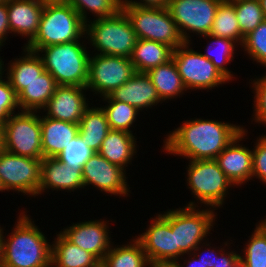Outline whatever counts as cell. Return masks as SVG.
Returning a JSON list of instances; mask_svg holds the SVG:
<instances>
[{"instance_id":"6da1fadb","label":"cell","mask_w":266,"mask_h":267,"mask_svg":"<svg viewBox=\"0 0 266 267\" xmlns=\"http://www.w3.org/2000/svg\"><path fill=\"white\" fill-rule=\"evenodd\" d=\"M243 131L233 124L213 120L186 121L164 141L166 153L190 160L215 159Z\"/></svg>"},{"instance_id":"7a4b0ae2","label":"cell","mask_w":266,"mask_h":267,"mask_svg":"<svg viewBox=\"0 0 266 267\" xmlns=\"http://www.w3.org/2000/svg\"><path fill=\"white\" fill-rule=\"evenodd\" d=\"M29 218L20 214L8 240L3 237L0 267H52L51 244Z\"/></svg>"},{"instance_id":"3957f363","label":"cell","mask_w":266,"mask_h":267,"mask_svg":"<svg viewBox=\"0 0 266 267\" xmlns=\"http://www.w3.org/2000/svg\"><path fill=\"white\" fill-rule=\"evenodd\" d=\"M85 32L86 23L69 3L45 4L37 34L24 47L37 52L46 46L79 41Z\"/></svg>"},{"instance_id":"277c9868","label":"cell","mask_w":266,"mask_h":267,"mask_svg":"<svg viewBox=\"0 0 266 267\" xmlns=\"http://www.w3.org/2000/svg\"><path fill=\"white\" fill-rule=\"evenodd\" d=\"M80 41L40 48L44 68L57 85L85 87L88 79L89 54Z\"/></svg>"},{"instance_id":"5b68a950","label":"cell","mask_w":266,"mask_h":267,"mask_svg":"<svg viewBox=\"0 0 266 267\" xmlns=\"http://www.w3.org/2000/svg\"><path fill=\"white\" fill-rule=\"evenodd\" d=\"M87 22L86 38L90 37L91 45L100 51L99 54L131 57L137 36L123 9L115 15Z\"/></svg>"},{"instance_id":"8992f818","label":"cell","mask_w":266,"mask_h":267,"mask_svg":"<svg viewBox=\"0 0 266 267\" xmlns=\"http://www.w3.org/2000/svg\"><path fill=\"white\" fill-rule=\"evenodd\" d=\"M184 207L161 214L170 223L171 228L175 229V261H179L178 258L185 253L195 255V251L201 250L199 244L210 233L215 221L211 208L197 210L194 202Z\"/></svg>"},{"instance_id":"52a82bcc","label":"cell","mask_w":266,"mask_h":267,"mask_svg":"<svg viewBox=\"0 0 266 267\" xmlns=\"http://www.w3.org/2000/svg\"><path fill=\"white\" fill-rule=\"evenodd\" d=\"M122 9L130 19L137 39L160 42L173 50L185 43L166 6L122 4Z\"/></svg>"},{"instance_id":"ba28073f","label":"cell","mask_w":266,"mask_h":267,"mask_svg":"<svg viewBox=\"0 0 266 267\" xmlns=\"http://www.w3.org/2000/svg\"><path fill=\"white\" fill-rule=\"evenodd\" d=\"M38 111L11 115L2 126L3 149L23 157L42 159L40 116Z\"/></svg>"},{"instance_id":"9c48e42d","label":"cell","mask_w":266,"mask_h":267,"mask_svg":"<svg viewBox=\"0 0 266 267\" xmlns=\"http://www.w3.org/2000/svg\"><path fill=\"white\" fill-rule=\"evenodd\" d=\"M187 185L200 203L214 208L222 206L228 188L234 185L215 159L189 160Z\"/></svg>"},{"instance_id":"30bf717a","label":"cell","mask_w":266,"mask_h":267,"mask_svg":"<svg viewBox=\"0 0 266 267\" xmlns=\"http://www.w3.org/2000/svg\"><path fill=\"white\" fill-rule=\"evenodd\" d=\"M190 44V42H185L182 46L174 49L172 54V59L186 89H211L229 82L211 60L202 53L190 49Z\"/></svg>"},{"instance_id":"8fae6325","label":"cell","mask_w":266,"mask_h":267,"mask_svg":"<svg viewBox=\"0 0 266 267\" xmlns=\"http://www.w3.org/2000/svg\"><path fill=\"white\" fill-rule=\"evenodd\" d=\"M136 73L130 58L97 54L89 57L85 87L105 97Z\"/></svg>"},{"instance_id":"7c38bea8","label":"cell","mask_w":266,"mask_h":267,"mask_svg":"<svg viewBox=\"0 0 266 267\" xmlns=\"http://www.w3.org/2000/svg\"><path fill=\"white\" fill-rule=\"evenodd\" d=\"M42 159L0 152V183L3 190H15L24 195L36 196L41 180Z\"/></svg>"},{"instance_id":"4fadbf2b","label":"cell","mask_w":266,"mask_h":267,"mask_svg":"<svg viewBox=\"0 0 266 267\" xmlns=\"http://www.w3.org/2000/svg\"><path fill=\"white\" fill-rule=\"evenodd\" d=\"M222 0H169L167 8L185 42L187 31L201 36L209 34Z\"/></svg>"},{"instance_id":"5bb4252c","label":"cell","mask_w":266,"mask_h":267,"mask_svg":"<svg viewBox=\"0 0 266 267\" xmlns=\"http://www.w3.org/2000/svg\"><path fill=\"white\" fill-rule=\"evenodd\" d=\"M125 170L110 163L98 152H93L82 166L84 187L89 184L105 193L126 196L130 192L126 182Z\"/></svg>"},{"instance_id":"9a60e30c","label":"cell","mask_w":266,"mask_h":267,"mask_svg":"<svg viewBox=\"0 0 266 267\" xmlns=\"http://www.w3.org/2000/svg\"><path fill=\"white\" fill-rule=\"evenodd\" d=\"M83 90V91H82ZM86 87L58 85L54 94L43 110L46 117L79 124L85 109L88 107L84 95Z\"/></svg>"},{"instance_id":"2e32d148","label":"cell","mask_w":266,"mask_h":267,"mask_svg":"<svg viewBox=\"0 0 266 267\" xmlns=\"http://www.w3.org/2000/svg\"><path fill=\"white\" fill-rule=\"evenodd\" d=\"M152 219L146 232L136 238L148 261H175V229L161 214Z\"/></svg>"},{"instance_id":"e0dca14e","label":"cell","mask_w":266,"mask_h":267,"mask_svg":"<svg viewBox=\"0 0 266 267\" xmlns=\"http://www.w3.org/2000/svg\"><path fill=\"white\" fill-rule=\"evenodd\" d=\"M106 224L99 220L73 223L61 233L74 245L90 252L101 262L112 247Z\"/></svg>"},{"instance_id":"ac0fdd59","label":"cell","mask_w":266,"mask_h":267,"mask_svg":"<svg viewBox=\"0 0 266 267\" xmlns=\"http://www.w3.org/2000/svg\"><path fill=\"white\" fill-rule=\"evenodd\" d=\"M236 136L233 141L215 158L220 169L235 185H242L252 179V151L240 144L247 131Z\"/></svg>"},{"instance_id":"d6986e66","label":"cell","mask_w":266,"mask_h":267,"mask_svg":"<svg viewBox=\"0 0 266 267\" xmlns=\"http://www.w3.org/2000/svg\"><path fill=\"white\" fill-rule=\"evenodd\" d=\"M52 188L69 190L84 188L82 167H72L62 163L57 157L42 158L41 180L38 195Z\"/></svg>"},{"instance_id":"ffe728a7","label":"cell","mask_w":266,"mask_h":267,"mask_svg":"<svg viewBox=\"0 0 266 267\" xmlns=\"http://www.w3.org/2000/svg\"><path fill=\"white\" fill-rule=\"evenodd\" d=\"M108 96L112 100L128 103L138 111L151 108L162 101L146 72H136L134 76Z\"/></svg>"},{"instance_id":"44dd1931","label":"cell","mask_w":266,"mask_h":267,"mask_svg":"<svg viewBox=\"0 0 266 267\" xmlns=\"http://www.w3.org/2000/svg\"><path fill=\"white\" fill-rule=\"evenodd\" d=\"M44 4L39 0H9L7 15L10 33L28 37L30 43L37 34Z\"/></svg>"},{"instance_id":"7402d4cb","label":"cell","mask_w":266,"mask_h":267,"mask_svg":"<svg viewBox=\"0 0 266 267\" xmlns=\"http://www.w3.org/2000/svg\"><path fill=\"white\" fill-rule=\"evenodd\" d=\"M43 158L57 157L64 145L79 136V124L40 116Z\"/></svg>"},{"instance_id":"603a6c76","label":"cell","mask_w":266,"mask_h":267,"mask_svg":"<svg viewBox=\"0 0 266 267\" xmlns=\"http://www.w3.org/2000/svg\"><path fill=\"white\" fill-rule=\"evenodd\" d=\"M54 242L51 245V266L100 267L101 262L93 254L74 245L61 232Z\"/></svg>"},{"instance_id":"cb8c5ba5","label":"cell","mask_w":266,"mask_h":267,"mask_svg":"<svg viewBox=\"0 0 266 267\" xmlns=\"http://www.w3.org/2000/svg\"><path fill=\"white\" fill-rule=\"evenodd\" d=\"M133 133L110 130L103 140L98 153L110 163L125 169L136 153V139Z\"/></svg>"},{"instance_id":"d4e9b609","label":"cell","mask_w":266,"mask_h":267,"mask_svg":"<svg viewBox=\"0 0 266 267\" xmlns=\"http://www.w3.org/2000/svg\"><path fill=\"white\" fill-rule=\"evenodd\" d=\"M25 52L24 57L15 59L7 68V77L18 95L27 84L38 78L44 71V64L37 52L23 49ZM27 52V53H26Z\"/></svg>"},{"instance_id":"484cf974","label":"cell","mask_w":266,"mask_h":267,"mask_svg":"<svg viewBox=\"0 0 266 267\" xmlns=\"http://www.w3.org/2000/svg\"><path fill=\"white\" fill-rule=\"evenodd\" d=\"M57 86L54 77L45 70L17 95L19 108L22 111H40L39 109L46 106Z\"/></svg>"},{"instance_id":"4316f807","label":"cell","mask_w":266,"mask_h":267,"mask_svg":"<svg viewBox=\"0 0 266 267\" xmlns=\"http://www.w3.org/2000/svg\"><path fill=\"white\" fill-rule=\"evenodd\" d=\"M173 49L163 43L137 39L130 57L136 72H147L172 59Z\"/></svg>"},{"instance_id":"83f0119b","label":"cell","mask_w":266,"mask_h":267,"mask_svg":"<svg viewBox=\"0 0 266 267\" xmlns=\"http://www.w3.org/2000/svg\"><path fill=\"white\" fill-rule=\"evenodd\" d=\"M106 114L102 107L85 109L79 122V137L93 152H98L110 131Z\"/></svg>"},{"instance_id":"f1b7e54d","label":"cell","mask_w":266,"mask_h":267,"mask_svg":"<svg viewBox=\"0 0 266 267\" xmlns=\"http://www.w3.org/2000/svg\"><path fill=\"white\" fill-rule=\"evenodd\" d=\"M162 101L174 98L187 90L173 59L146 72Z\"/></svg>"},{"instance_id":"f546056e","label":"cell","mask_w":266,"mask_h":267,"mask_svg":"<svg viewBox=\"0 0 266 267\" xmlns=\"http://www.w3.org/2000/svg\"><path fill=\"white\" fill-rule=\"evenodd\" d=\"M210 35L227 38L243 45L245 36L241 33L237 20L234 3L231 0H222L216 11Z\"/></svg>"},{"instance_id":"4dcf8cb0","label":"cell","mask_w":266,"mask_h":267,"mask_svg":"<svg viewBox=\"0 0 266 267\" xmlns=\"http://www.w3.org/2000/svg\"><path fill=\"white\" fill-rule=\"evenodd\" d=\"M133 244L113 246L100 263V267H147L148 259L141 243L134 239Z\"/></svg>"},{"instance_id":"1f68e13d","label":"cell","mask_w":266,"mask_h":267,"mask_svg":"<svg viewBox=\"0 0 266 267\" xmlns=\"http://www.w3.org/2000/svg\"><path fill=\"white\" fill-rule=\"evenodd\" d=\"M103 98L108 102V105L106 107H102V109L106 114L110 129L132 133L129 128L137 119L136 115L139 111L130 104L118 100H112L109 96H105Z\"/></svg>"},{"instance_id":"d6a6232c","label":"cell","mask_w":266,"mask_h":267,"mask_svg":"<svg viewBox=\"0 0 266 267\" xmlns=\"http://www.w3.org/2000/svg\"><path fill=\"white\" fill-rule=\"evenodd\" d=\"M234 3L239 28L244 36L265 20L259 0H231Z\"/></svg>"},{"instance_id":"836d02e7","label":"cell","mask_w":266,"mask_h":267,"mask_svg":"<svg viewBox=\"0 0 266 267\" xmlns=\"http://www.w3.org/2000/svg\"><path fill=\"white\" fill-rule=\"evenodd\" d=\"M244 255L240 256L243 267H266V232L258 224L249 239Z\"/></svg>"},{"instance_id":"e575fe53","label":"cell","mask_w":266,"mask_h":267,"mask_svg":"<svg viewBox=\"0 0 266 267\" xmlns=\"http://www.w3.org/2000/svg\"><path fill=\"white\" fill-rule=\"evenodd\" d=\"M205 38H212L213 41L211 44H209L210 46L207 48V53L203 54L207 59L211 60V62L214 64V66L217 68V70L223 74L228 80H231L233 78V74H231V72L228 70V68H226L225 64L229 63L230 61L233 60V54H234V49H235V41L231 40V39H227V38H221V37H216L210 34H206L203 35ZM214 43L216 45H218L217 47V51H215L216 53H214V51L211 49V45L212 47L214 46ZM234 43V44H233ZM215 45V46H216ZM215 49V48H214ZM209 50H212L214 54H212V52H210Z\"/></svg>"},{"instance_id":"d590c367","label":"cell","mask_w":266,"mask_h":267,"mask_svg":"<svg viewBox=\"0 0 266 267\" xmlns=\"http://www.w3.org/2000/svg\"><path fill=\"white\" fill-rule=\"evenodd\" d=\"M122 2L123 0H68L85 23L88 20L86 10L96 14V19L109 17L122 9Z\"/></svg>"},{"instance_id":"8d00e7d4","label":"cell","mask_w":266,"mask_h":267,"mask_svg":"<svg viewBox=\"0 0 266 267\" xmlns=\"http://www.w3.org/2000/svg\"><path fill=\"white\" fill-rule=\"evenodd\" d=\"M242 46L249 57L266 67V20L245 36Z\"/></svg>"},{"instance_id":"74e56055","label":"cell","mask_w":266,"mask_h":267,"mask_svg":"<svg viewBox=\"0 0 266 267\" xmlns=\"http://www.w3.org/2000/svg\"><path fill=\"white\" fill-rule=\"evenodd\" d=\"M92 154L93 151L78 136L64 145L57 158L66 165L82 167Z\"/></svg>"},{"instance_id":"f35d334b","label":"cell","mask_w":266,"mask_h":267,"mask_svg":"<svg viewBox=\"0 0 266 267\" xmlns=\"http://www.w3.org/2000/svg\"><path fill=\"white\" fill-rule=\"evenodd\" d=\"M2 73L4 71H0V126L6 123L17 107L19 108L17 95L11 87L9 79L7 78L6 81L2 79Z\"/></svg>"},{"instance_id":"ab89813d","label":"cell","mask_w":266,"mask_h":267,"mask_svg":"<svg viewBox=\"0 0 266 267\" xmlns=\"http://www.w3.org/2000/svg\"><path fill=\"white\" fill-rule=\"evenodd\" d=\"M252 177L266 184V136H260L252 149Z\"/></svg>"},{"instance_id":"60d3db41","label":"cell","mask_w":266,"mask_h":267,"mask_svg":"<svg viewBox=\"0 0 266 267\" xmlns=\"http://www.w3.org/2000/svg\"><path fill=\"white\" fill-rule=\"evenodd\" d=\"M255 90V122L266 124V75L253 80Z\"/></svg>"},{"instance_id":"b9f144b4","label":"cell","mask_w":266,"mask_h":267,"mask_svg":"<svg viewBox=\"0 0 266 267\" xmlns=\"http://www.w3.org/2000/svg\"><path fill=\"white\" fill-rule=\"evenodd\" d=\"M223 250L224 249L221 248V251H219L221 256L217 255L218 253H216L215 250L211 251L209 248H207V254L205 253L206 255L204 254L203 257L201 254L198 255L197 253L195 256L201 260L204 267H228L240 256V254L234 253V251H228L225 254V250L224 252Z\"/></svg>"},{"instance_id":"7bdbcfd3","label":"cell","mask_w":266,"mask_h":267,"mask_svg":"<svg viewBox=\"0 0 266 267\" xmlns=\"http://www.w3.org/2000/svg\"><path fill=\"white\" fill-rule=\"evenodd\" d=\"M9 32L10 28L7 15V3H0V48L3 46L2 43L6 41Z\"/></svg>"},{"instance_id":"ee69618b","label":"cell","mask_w":266,"mask_h":267,"mask_svg":"<svg viewBox=\"0 0 266 267\" xmlns=\"http://www.w3.org/2000/svg\"><path fill=\"white\" fill-rule=\"evenodd\" d=\"M169 0H141L140 2L137 1H128L123 0L122 4H134L138 6H151V7H164L167 6Z\"/></svg>"},{"instance_id":"f6af8a7d","label":"cell","mask_w":266,"mask_h":267,"mask_svg":"<svg viewBox=\"0 0 266 267\" xmlns=\"http://www.w3.org/2000/svg\"><path fill=\"white\" fill-rule=\"evenodd\" d=\"M149 267H180L177 261L163 260V261H148Z\"/></svg>"},{"instance_id":"bcb514c9","label":"cell","mask_w":266,"mask_h":267,"mask_svg":"<svg viewBox=\"0 0 266 267\" xmlns=\"http://www.w3.org/2000/svg\"><path fill=\"white\" fill-rule=\"evenodd\" d=\"M195 258V259H193ZM193 258H189V260H184L182 266L180 264V267H185L184 265L186 264V267H204L202 264L201 260H199L196 256L193 255ZM188 262V263H187Z\"/></svg>"},{"instance_id":"7dc6e473","label":"cell","mask_w":266,"mask_h":267,"mask_svg":"<svg viewBox=\"0 0 266 267\" xmlns=\"http://www.w3.org/2000/svg\"><path fill=\"white\" fill-rule=\"evenodd\" d=\"M42 4L68 3V0H39Z\"/></svg>"},{"instance_id":"c3c4849f","label":"cell","mask_w":266,"mask_h":267,"mask_svg":"<svg viewBox=\"0 0 266 267\" xmlns=\"http://www.w3.org/2000/svg\"><path fill=\"white\" fill-rule=\"evenodd\" d=\"M265 20H266V0H259Z\"/></svg>"},{"instance_id":"681fc988","label":"cell","mask_w":266,"mask_h":267,"mask_svg":"<svg viewBox=\"0 0 266 267\" xmlns=\"http://www.w3.org/2000/svg\"><path fill=\"white\" fill-rule=\"evenodd\" d=\"M228 267H243L242 263L240 262V256Z\"/></svg>"},{"instance_id":"f907efd6","label":"cell","mask_w":266,"mask_h":267,"mask_svg":"<svg viewBox=\"0 0 266 267\" xmlns=\"http://www.w3.org/2000/svg\"><path fill=\"white\" fill-rule=\"evenodd\" d=\"M3 150L2 126H0V152Z\"/></svg>"},{"instance_id":"816d5d0a","label":"cell","mask_w":266,"mask_h":267,"mask_svg":"<svg viewBox=\"0 0 266 267\" xmlns=\"http://www.w3.org/2000/svg\"><path fill=\"white\" fill-rule=\"evenodd\" d=\"M259 225L265 230L266 232V219L263 220L261 223L259 222Z\"/></svg>"},{"instance_id":"f5cc1de1","label":"cell","mask_w":266,"mask_h":267,"mask_svg":"<svg viewBox=\"0 0 266 267\" xmlns=\"http://www.w3.org/2000/svg\"><path fill=\"white\" fill-rule=\"evenodd\" d=\"M4 62L0 59V71H3L4 69H3V66H4V64H3Z\"/></svg>"},{"instance_id":"db71d44e","label":"cell","mask_w":266,"mask_h":267,"mask_svg":"<svg viewBox=\"0 0 266 267\" xmlns=\"http://www.w3.org/2000/svg\"><path fill=\"white\" fill-rule=\"evenodd\" d=\"M9 0H0V3H7Z\"/></svg>"},{"instance_id":"11a10c76","label":"cell","mask_w":266,"mask_h":267,"mask_svg":"<svg viewBox=\"0 0 266 267\" xmlns=\"http://www.w3.org/2000/svg\"><path fill=\"white\" fill-rule=\"evenodd\" d=\"M0 191H2V192L4 191L1 183H0Z\"/></svg>"}]
</instances>
